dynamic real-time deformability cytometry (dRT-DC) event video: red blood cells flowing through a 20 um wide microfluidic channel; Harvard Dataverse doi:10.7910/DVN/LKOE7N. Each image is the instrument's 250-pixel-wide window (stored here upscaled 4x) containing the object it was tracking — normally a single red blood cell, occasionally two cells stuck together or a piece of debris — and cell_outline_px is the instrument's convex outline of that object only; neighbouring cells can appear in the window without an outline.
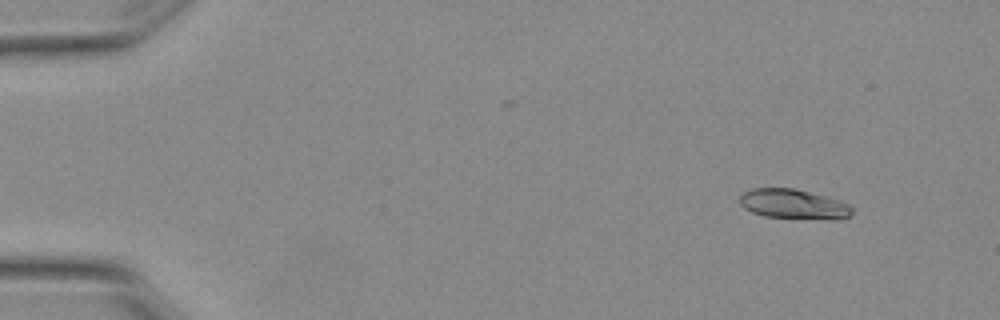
{"species": "Egyptian fruit bat (a non-hibernating species)", "species_latin": "Rousettus aegyptiacus", "temperature_condition": "warm", "stored_images_in_passage": 4, "camera_frame_rate_fps": 3000, "um_per_image_px": 0.085, "animal": {"sex": "female"}, "frame": {"image": 1, "passage_image": 1, "time_ms": 0.0, "image_size_px": [1000, 320], "cell_outline_px": [[852, 212], [848, 216], [840, 220], [836, 220], [764, 216], [752, 212], [744, 208], [740, 204], [740, 196], [744, 192], [752, 188], [792, 188], [840, 200], [848, 204], [852, 208]], "centroid_in_image_um": [67.45, 17.36], "position_along_channel_um": 17.5, "area_um2": 19.36}}
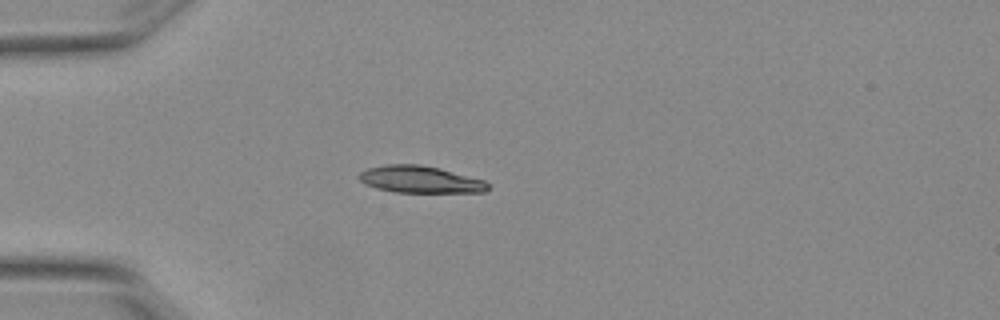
{"frame": {"image": 2, "passage_image": 3, "time_ms": 0.667, "image_size_px": [1000, 320], "cell_outline_px": [[488, 188], [484, 192], [396, 192], [376, 188], [364, 184], [356, 176], [360, 172], [368, 168], [384, 164], [420, 164], [440, 168], [484, 180], [488, 184]], "centroid_in_image_um": [35.66, 15.24], "position_along_channel_um": 49.3, "area_um2": 20.29}}